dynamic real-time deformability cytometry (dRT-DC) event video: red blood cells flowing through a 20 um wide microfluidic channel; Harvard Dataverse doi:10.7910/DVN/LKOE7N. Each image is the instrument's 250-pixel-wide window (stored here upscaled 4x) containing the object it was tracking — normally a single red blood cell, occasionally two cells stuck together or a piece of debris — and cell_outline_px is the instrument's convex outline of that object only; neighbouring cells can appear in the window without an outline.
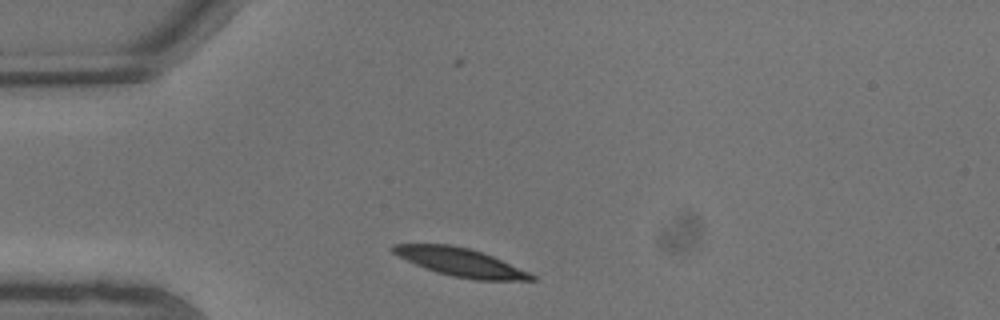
{"species": "common noctule bat (a hibernating species)", "species_latin": "Nyctalus noctula", "temperature_condition": "warm", "stored_images_in_passage": 7, "camera_frame_rate_fps": 3000, "um_per_image_px": 0.085, "animal": {"sex": "male", "body_mass_g": 13.3}, "frame": {"image": 1, "passage_image": 1, "time_ms": 0.0, "image_size_px": [1000, 320], "cell_outline_px": [[536, 280], [476, 280], [452, 276], [416, 264], [392, 252], [388, 248], [392, 244], [452, 244], [468, 248], [492, 256], [528, 272], [536, 276]], "centroid_in_image_um": [39.13, 22.28], "position_along_channel_um": 45.9, "area_um2": 22.25}}
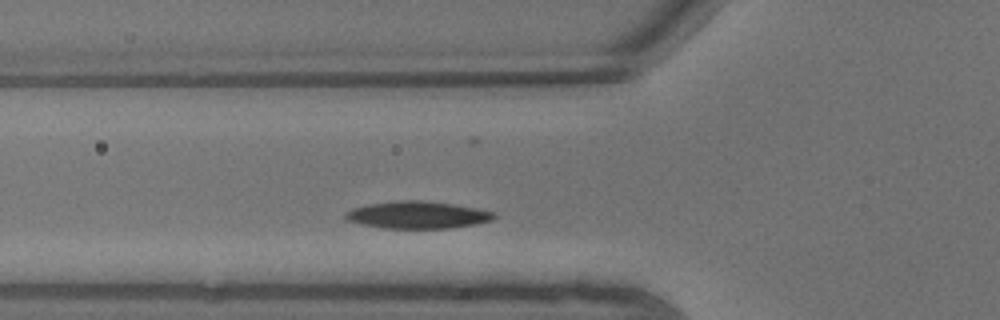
{"frame": {"image": 2, "passage_image": 3, "time_ms": 0.667, "image_size_px": [1000, 320], "cell_outline_px": [[496, 216], [492, 220], [452, 228], [384, 228], [344, 220], [344, 212], [352, 208], [368, 204], [396, 200], [420, 200], [452, 204], [476, 208], [496, 212]], "centroid_in_image_um": [35.45, 18.26], "position_along_channel_um": 90.3, "area_um2": 23.52}}
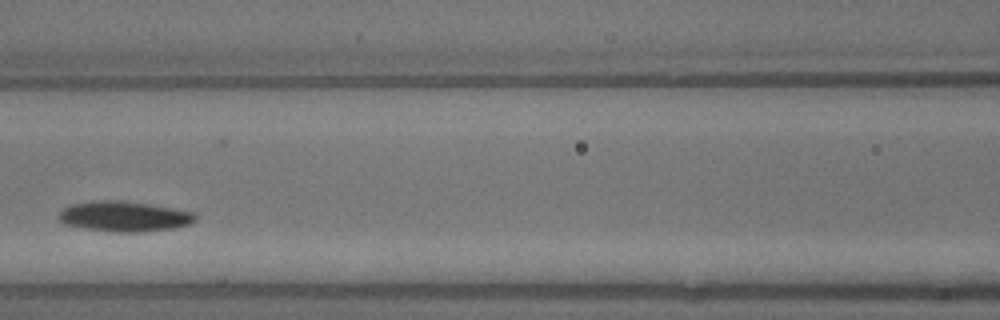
{"frame": {"image": 3, "passage_image": 5, "time_ms": 1.333, "image_size_px": [1000, 320], "cell_outline_px": [[196, 220], [188, 224], [176, 228], [144, 232], [108, 232], [84, 228], [64, 224], [56, 216], [64, 208], [72, 204], [100, 200], [120, 200], [148, 204], [196, 212]], "centroid_in_image_um": [10.56, 18.4], "position_along_channel_um": 156.0, "area_um2": 24.28}}